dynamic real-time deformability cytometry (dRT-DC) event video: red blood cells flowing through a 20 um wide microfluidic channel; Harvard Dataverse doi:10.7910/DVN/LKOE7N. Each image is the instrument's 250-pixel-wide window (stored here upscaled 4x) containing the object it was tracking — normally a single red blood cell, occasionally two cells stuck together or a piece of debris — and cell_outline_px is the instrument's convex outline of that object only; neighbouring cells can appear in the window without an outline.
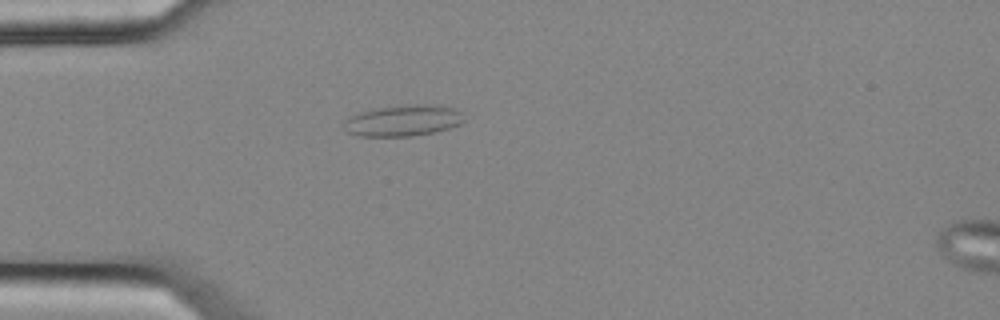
{"species": "common noctule bat (a hibernating species)", "species_latin": "Nyctalus noctula", "temperature_condition": "cold", "stored_images_in_passage": 5, "camera_frame_rate_fps": 3000, "um_per_image_px": 0.085, "animal": {"sex": "female", "body_mass_g": 25.1}, "frame": {"image": 1, "passage_image": 5, "time_ms": 1.333, "image_size_px": [1000, 320], "cell_outline_px": [[468, 120], [460, 124], [436, 132], [412, 136], [360, 136], [348, 132], [344, 128], [344, 120], [348, 116], [360, 112], [380, 108], [416, 104], [424, 104], [456, 108]], "centroid_in_image_um": [34.3, 10.26], "position_along_channel_um": 50.7, "area_um2": 21.79}}